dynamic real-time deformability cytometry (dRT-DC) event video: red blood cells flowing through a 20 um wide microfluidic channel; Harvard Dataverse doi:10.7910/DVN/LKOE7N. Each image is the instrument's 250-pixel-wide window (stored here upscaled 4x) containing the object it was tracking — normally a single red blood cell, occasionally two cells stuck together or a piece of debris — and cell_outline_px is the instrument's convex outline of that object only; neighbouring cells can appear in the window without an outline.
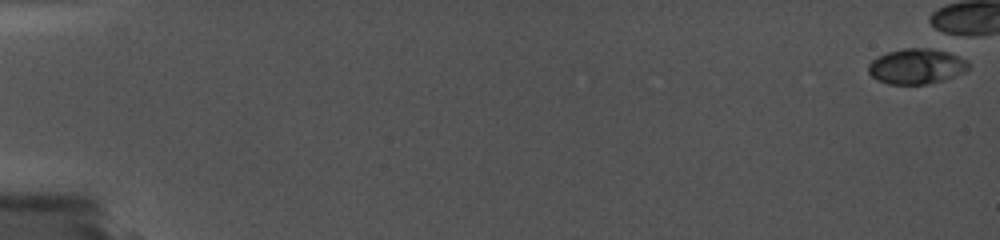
{"species": "common noctule bat (a hibernating species)", "species_latin": "Nyctalus noctula", "temperature_condition": "cold", "stored_images_in_passage": 2, "camera_frame_rate_fps": 5000, "um_per_image_px": 0.085, "animal": {"sex": "female", "body_mass_g": 19.0, "forearm_length_mm": 56.7}, "frame": {"image": 1, "passage_image": 1, "time_ms": 0.0, "image_size_px": [1000, 240], "cell_outline_px": [[968, 68], [964, 72], [944, 80], [928, 84], [888, 84], [876, 80], [868, 72], [868, 64], [872, 60], [888, 52], [904, 48], [932, 48], [948, 52], [968, 60]], "centroid_in_image_um": [77.9, 5.64], "position_along_channel_um": 7.1, "area_um2": 20.63}}